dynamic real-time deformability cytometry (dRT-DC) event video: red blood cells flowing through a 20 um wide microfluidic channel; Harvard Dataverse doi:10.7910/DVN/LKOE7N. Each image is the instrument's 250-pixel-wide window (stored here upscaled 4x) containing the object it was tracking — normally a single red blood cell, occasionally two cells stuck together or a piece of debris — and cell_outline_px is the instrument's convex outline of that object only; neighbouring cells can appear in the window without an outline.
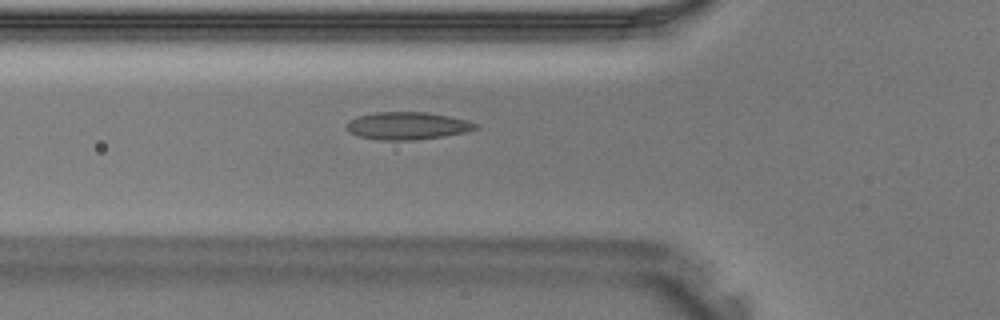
{"species": "Egyptian fruit bat (a non-hibernating species)", "species_latin": "Rousettus aegyptiacus", "temperature_condition": "warm", "stored_images_in_passage": 28, "camera_frame_rate_fps": 3000, "um_per_image_px": 0.085, "animal": {"sex": "male"}, "frame": {"image": 1, "passage_image": 2, "time_ms": 0.333, "image_size_px": [1000, 320], "cell_outline_px": [[480, 128], [468, 132], [444, 136], [412, 140], [380, 140], [360, 136], [348, 132], [344, 128], [344, 124], [348, 120], [360, 116], [376, 112], [428, 112], [468, 120], [476, 124]], "centroid_in_image_um": [34.62, 10.69], "position_along_channel_um": 91.2, "area_um2": 20.87}}
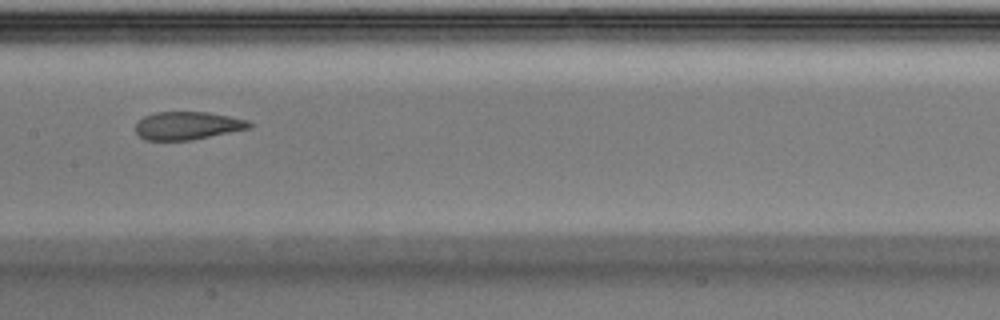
{"frame": {"image": 2, "passage_image": 8, "time_ms": 2.333, "image_size_px": [1000, 320], "cell_outline_px": [[252, 128], [192, 140], [144, 140], [136, 132], [136, 124], [144, 116], [156, 112], [208, 112], [248, 120], [252, 124]], "centroid_in_image_um": [15.96, 10.68], "position_along_channel_um": 191.4, "area_um2": 18.55}}
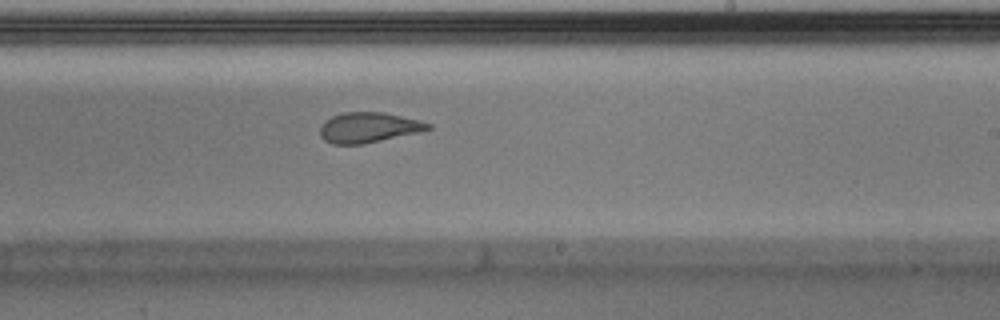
{"frame": {"image": 3, "passage_image": 12, "time_ms": 3.667, "image_size_px": [1000, 320], "cell_outline_px": [[432, 128], [420, 132], [364, 144], [332, 144], [324, 140], [320, 136], [320, 124], [324, 120], [332, 116], [344, 112], [384, 112], [420, 120], [432, 124]], "centroid_in_image_um": [31.32, 10.83], "position_along_channel_um": 257.7, "area_um2": 19.25}}